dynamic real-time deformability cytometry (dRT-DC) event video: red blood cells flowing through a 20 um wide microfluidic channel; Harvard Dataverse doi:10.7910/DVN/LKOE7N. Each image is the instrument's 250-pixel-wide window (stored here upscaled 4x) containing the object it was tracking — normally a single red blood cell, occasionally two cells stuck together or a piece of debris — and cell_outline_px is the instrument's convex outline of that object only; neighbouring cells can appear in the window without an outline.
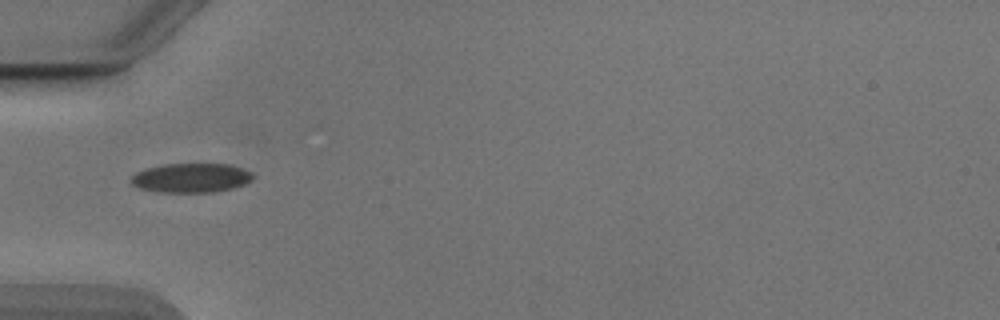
{"species": "Egyptian fruit bat (a non-hibernating species)", "species_latin": "Rousettus aegyptiacus", "temperature_condition": "cold", "stored_images_in_passage": 36, "camera_frame_rate_fps": 3000, "um_per_image_px": 0.085, "animal": {"sex": "male"}, "frame": {"image": 1, "passage_image": 1, "time_ms": 0.0, "image_size_px": [1000, 320], "cell_outline_px": [[252, 180], [244, 184], [232, 188], [212, 192], [160, 192], [140, 188], [132, 184], [132, 176], [136, 172], [144, 168], [164, 164], [228, 164], [252, 172]], "centroid_in_image_um": [16.23, 15.11], "position_along_channel_um": 68.8, "area_um2": 20.63}}
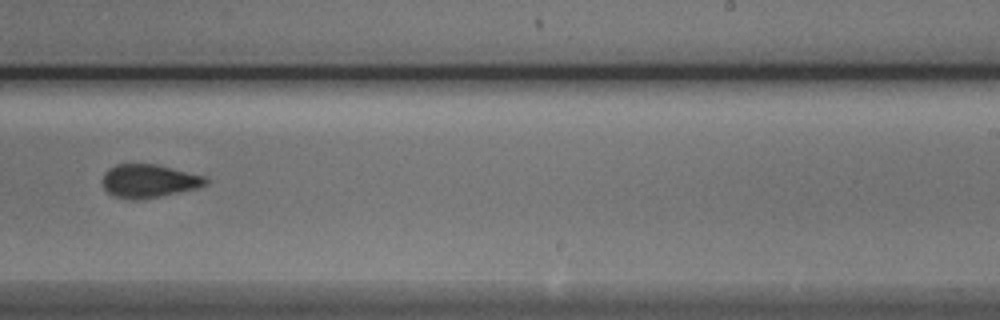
{"frame": {"image": 2, "passage_image": 17, "time_ms": 5.333, "image_size_px": [1000, 320], "cell_outline_px": [[208, 184], [200, 188], [140, 200], [128, 200], [112, 196], [104, 188], [104, 172], [108, 168], [116, 164], [156, 164], [204, 176], [208, 180]], "centroid_in_image_um": [12.66, 15.4], "position_along_channel_um": 276.3, "area_um2": 20.17}}
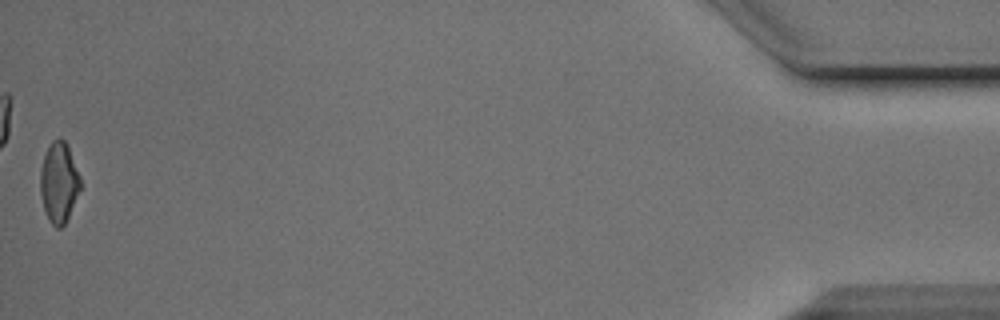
{"frame": {"image": 3, "passage_image": 36, "time_ms": 11.667, "image_size_px": [1000, 320], "cell_outline_px": [[80, 188], [68, 216], [64, 224], [60, 228], [56, 228], [52, 224], [44, 208], [40, 192], [40, 172], [44, 156], [52, 140], [60, 136], [64, 140], [68, 148], [80, 176]], "centroid_in_image_um": [4.99, 15.48], "position_along_channel_um": 430.2, "area_um2": 18.32}, "authors_computed_cell_mechanics": {"area_um2": 20.2589, "velocity_mm_per_s": 3.8966, "shape_relaxation_time_tau1_ms": 3.6089, "shape_relaxation_time_tau2_ms": 2.3321, "deformation_change_tau1": 0.1051, "deformation_change_tau2": 0.0743}}